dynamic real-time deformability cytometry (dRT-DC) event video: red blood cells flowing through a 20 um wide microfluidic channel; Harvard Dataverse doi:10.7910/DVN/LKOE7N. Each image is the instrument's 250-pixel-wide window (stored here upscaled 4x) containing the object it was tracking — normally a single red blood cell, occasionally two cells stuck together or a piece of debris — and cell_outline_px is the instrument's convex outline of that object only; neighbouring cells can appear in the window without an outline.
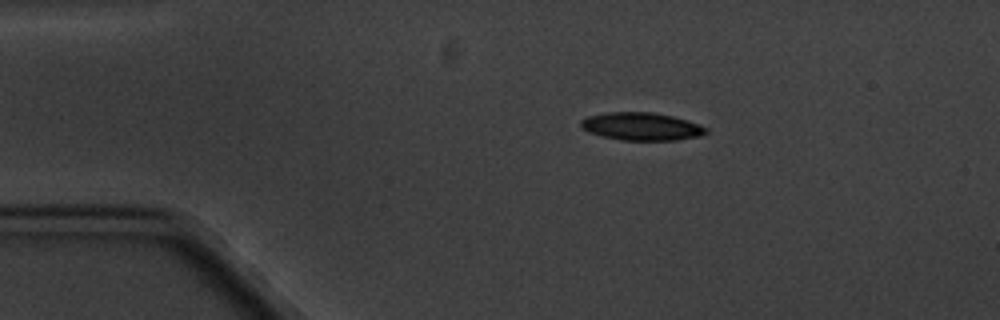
{"species": "common noctule bat (a hibernating species)", "species_latin": "Nyctalus noctula", "temperature_condition": "cold", "stored_images_in_passage": 4, "camera_frame_rate_fps": 3000, "um_per_image_px": 0.085, "animal": {"sex": "male", "body_mass_g": 20.1, "forearm_length_mm": 53.5}, "frame": {"image": 1, "passage_image": 2, "time_ms": 2.0, "image_size_px": [1000, 320], "cell_outline_px": [[708, 132], [700, 136], [676, 140], [620, 140], [588, 132], [580, 128], [580, 120], [588, 116], [604, 112], [652, 112], [672, 116], [688, 120], [708, 128]], "centroid_in_image_um": [54.51, 10.74], "position_along_channel_um": 30.5, "area_um2": 20.4}}